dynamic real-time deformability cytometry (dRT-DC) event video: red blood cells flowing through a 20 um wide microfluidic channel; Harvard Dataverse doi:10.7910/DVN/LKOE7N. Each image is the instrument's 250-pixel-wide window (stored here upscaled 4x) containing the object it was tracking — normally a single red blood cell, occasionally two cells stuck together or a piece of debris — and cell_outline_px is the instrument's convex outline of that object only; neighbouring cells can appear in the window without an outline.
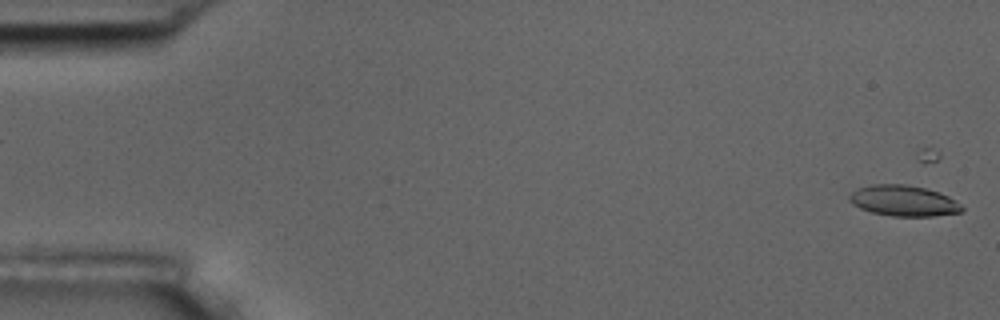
{"species": "common noctule bat (a hibernating species)", "species_latin": "Nyctalus noctula", "temperature_condition": "room temperature", "stored_images_in_passage": 57, "camera_frame_rate_fps": 3000, "um_per_image_px": 0.085, "animal": {"sex": "male", "body_mass_g": 17.5, "forearm_length_mm": 52.3}, "frame": {"image": 1, "passage_image": 2, "time_ms": 0.333, "image_size_px": [1000, 320], "cell_outline_px": [[964, 208], [960, 212], [932, 216], [892, 216], [872, 212], [860, 208], [852, 204], [848, 200], [848, 196], [856, 188], [872, 184], [908, 184], [924, 188], [948, 196], [960, 204]], "centroid_in_image_um": [76.75, 17.06], "position_along_channel_um": 8.3, "area_um2": 20.11}}
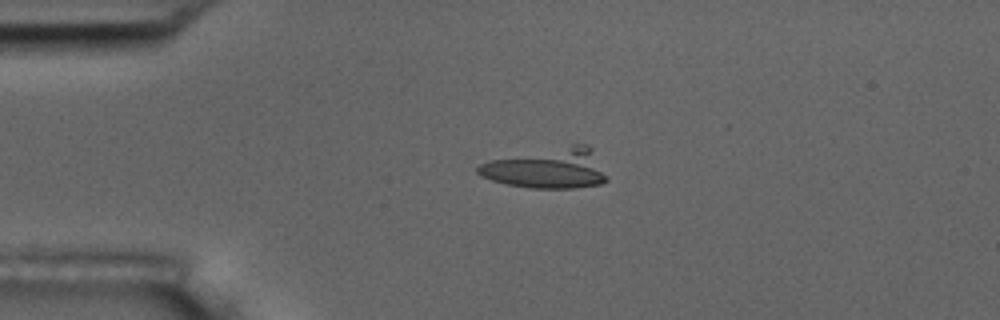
{"frame": {"image": 2, "passage_image": 14, "time_ms": 4.333, "image_size_px": [1000, 320], "cell_outline_px": [[608, 180], [600, 184], [572, 188], [532, 188], [508, 184], [492, 180], [480, 176], [476, 172], [476, 168], [480, 164], [488, 160], [572, 144], [588, 144], [592, 148]], "centroid_in_image_um": [46.52, 14.31], "position_along_channel_um": 38.5, "area_um2": 30.0}}
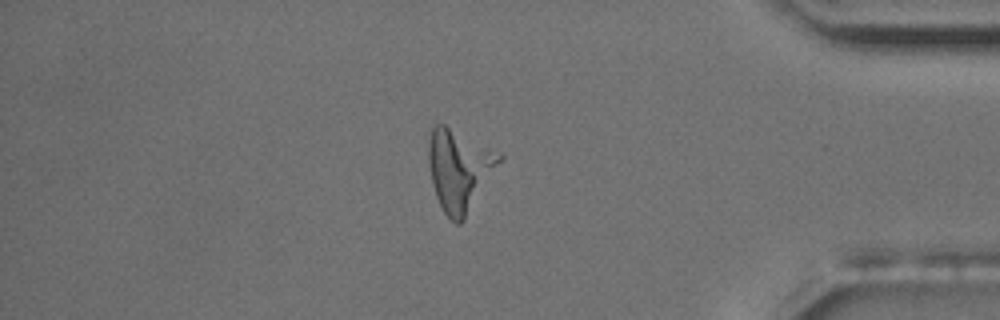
{"frame": {"image": 3, "passage_image": 49, "time_ms": 16.0, "image_size_px": [1000, 320], "cell_outline_px": [[504, 156], [464, 220], [460, 224], [456, 224], [444, 212], [436, 196], [432, 184], [428, 164], [428, 140], [432, 128], [436, 124], [444, 124], [504, 152]], "centroid_in_image_um": [39.05, 14.39], "position_along_channel_um": 396.1, "area_um2": 33.93}}